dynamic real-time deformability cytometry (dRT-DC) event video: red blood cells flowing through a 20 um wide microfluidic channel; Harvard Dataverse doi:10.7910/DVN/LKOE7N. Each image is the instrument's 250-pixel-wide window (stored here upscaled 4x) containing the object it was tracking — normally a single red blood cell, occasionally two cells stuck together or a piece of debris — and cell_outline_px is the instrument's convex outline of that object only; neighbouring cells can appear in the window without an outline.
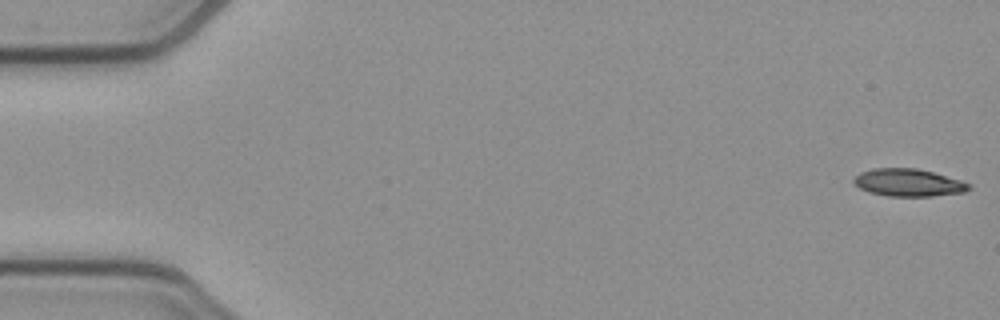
{"species": "common noctule bat (a hibernating species)", "species_latin": "Nyctalus noctula", "temperature_condition": "cold", "stored_images_in_passage": 52, "camera_frame_rate_fps": 3000, "um_per_image_px": 0.085, "animal": {"sex": "female", "body_mass_g": 21.9}, "frame": {"image": 1, "passage_image": 1, "time_ms": 0.0, "image_size_px": [1000, 320], "cell_outline_px": [[972, 188], [964, 192], [932, 196], [888, 196], [868, 192], [860, 188], [852, 180], [860, 172], [872, 168], [916, 168], [932, 172], [960, 180], [972, 184]], "centroid_in_image_um": [77.22, 15.52], "position_along_channel_um": 7.8, "area_um2": 18.44}}
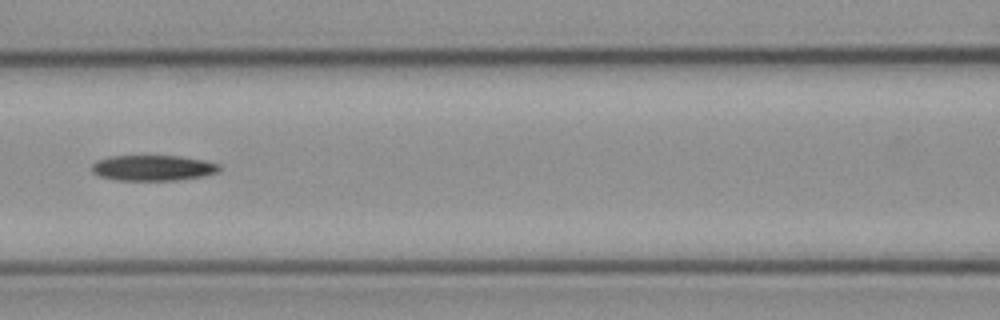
{"frame": {"image": 2, "passage_image": 23, "time_ms": 7.333, "image_size_px": [1000, 320], "cell_outline_px": [[220, 172], [204, 176], [180, 180], [116, 180], [100, 176], [92, 172], [92, 164], [96, 160], [108, 156], [180, 156], [204, 160], [220, 164]], "centroid_in_image_um": [13.02, 14.27], "position_along_channel_um": 153.6, "area_um2": 19.19}}
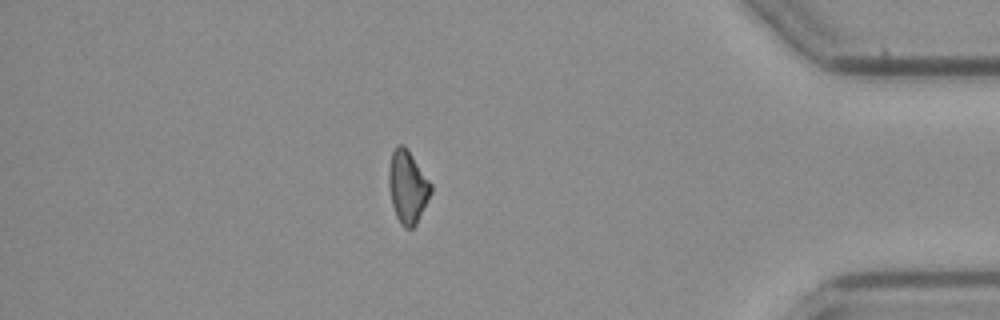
{"frame": {"image": 3, "passage_image": 45, "time_ms": 14.667, "image_size_px": [1000, 320], "cell_outline_px": [[432, 192], [416, 224], [412, 228], [404, 228], [400, 224], [396, 216], [392, 204], [388, 184], [388, 168], [392, 152], [396, 144], [404, 144], [408, 148], [432, 184]], "centroid_in_image_um": [34.64, 15.85], "position_along_channel_um": 400.6, "area_um2": 18.09}}